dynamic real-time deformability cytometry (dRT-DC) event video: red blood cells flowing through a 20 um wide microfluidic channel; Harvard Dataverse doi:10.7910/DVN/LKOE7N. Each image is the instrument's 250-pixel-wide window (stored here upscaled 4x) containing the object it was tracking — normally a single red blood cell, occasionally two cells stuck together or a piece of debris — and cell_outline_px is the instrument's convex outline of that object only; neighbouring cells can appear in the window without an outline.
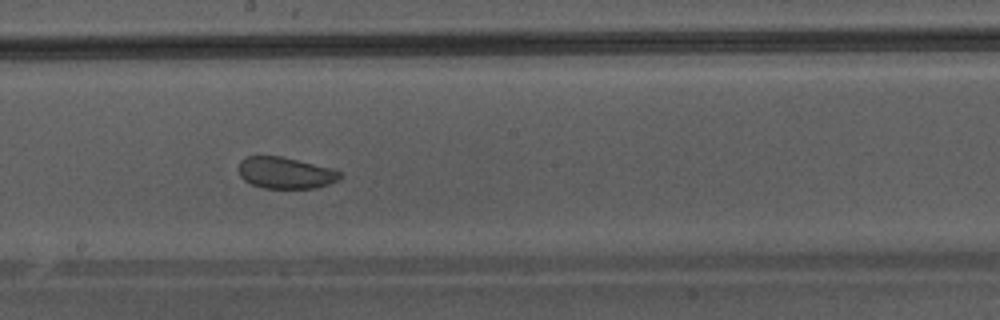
{"species": "Egyptian fruit bat (a non-hibernating species)", "species_latin": "Rousettus aegyptiacus", "temperature_condition": "warm", "stored_images_in_passage": 47, "camera_frame_rate_fps": 3000, "um_per_image_px": 0.085, "animal": {"sex": "male"}, "frame": {"image": 1, "passage_image": 27, "time_ms": 8.667, "image_size_px": [1000, 320], "cell_outline_px": [[344, 176], [328, 184], [316, 188], [264, 188], [252, 184], [244, 180], [240, 176], [240, 160], [248, 156], [280, 156], [332, 168], [340, 172]], "centroid_in_image_um": [24.27, 14.69], "position_along_channel_um": 223.9, "area_um2": 18.44}}